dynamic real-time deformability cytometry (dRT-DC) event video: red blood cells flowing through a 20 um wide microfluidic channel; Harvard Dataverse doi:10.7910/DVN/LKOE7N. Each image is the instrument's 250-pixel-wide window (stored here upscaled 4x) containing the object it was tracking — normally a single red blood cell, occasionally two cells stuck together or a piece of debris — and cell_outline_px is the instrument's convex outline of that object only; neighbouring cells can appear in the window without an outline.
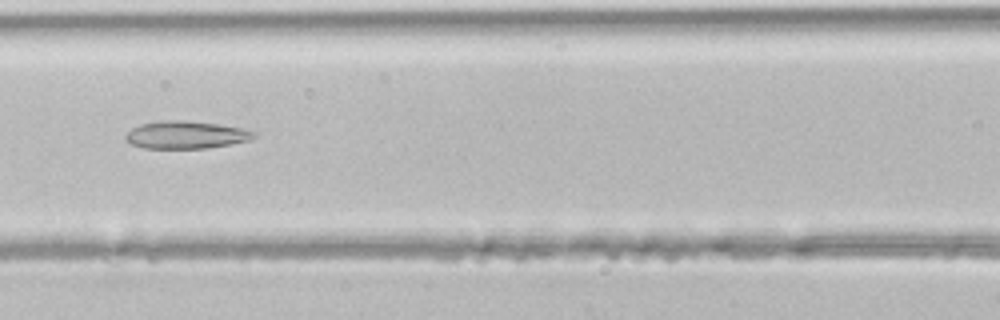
{"species": "common noctule bat (a hibernating species)", "species_latin": "Nyctalus noctula", "temperature_condition": "room temperature", "stored_images_in_passage": 39, "camera_frame_rate_fps": 3000, "um_per_image_px": 0.085, "animal": {"sex": "male", "body_mass_g": 21.5, "forearm_length_mm": 52.0}, "frame": {"image": 1, "passage_image": 15, "time_ms": 4.667, "image_size_px": [1000, 320], "cell_outline_px": [[256, 136], [248, 140], [232, 144], [208, 148], [144, 148], [132, 144], [124, 140], [124, 136], [132, 128], [140, 124], [160, 120], [184, 120], [216, 124], [244, 128], [256, 132]], "centroid_in_image_um": [15.79, 11.46], "position_along_channel_um": 150.8, "area_um2": 20.69}}
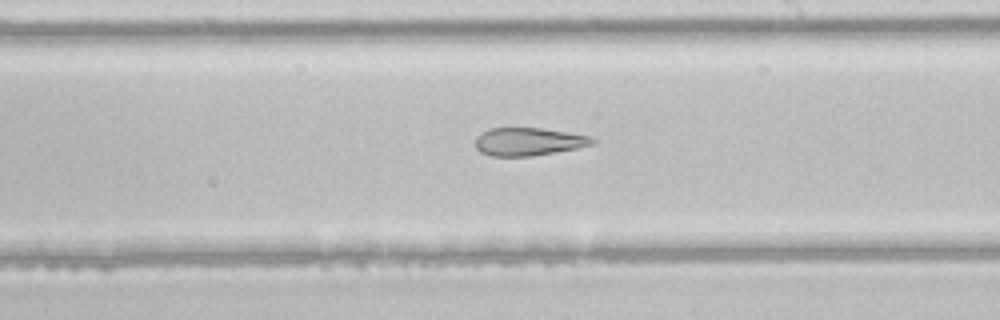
{"frame": {"image": 2, "passage_image": 21, "time_ms": 6.667, "image_size_px": [1000, 320], "cell_outline_px": [[596, 140], [592, 144], [576, 148], [532, 156], [492, 156], [480, 152], [476, 148], [476, 136], [480, 132], [488, 128], [544, 128], [588, 136]], "centroid_in_image_um": [44.86, 12.03], "position_along_channel_um": 244.1, "area_um2": 18.96}}
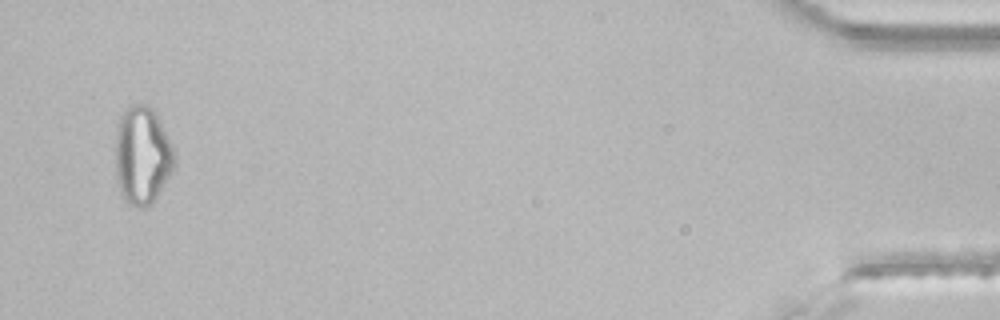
{"frame": {"image": 3, "passage_image": 38, "time_ms": 12.333, "image_size_px": [1000, 320], "cell_outline_px": [[176, 160], [168, 176], [152, 204], [144, 208], [140, 208], [128, 204], [124, 200], [120, 192], [116, 180], [116, 132], [120, 116], [132, 104], [148, 104], [152, 108], [176, 152]], "centroid_in_image_um": [12.08, 13.23], "position_along_channel_um": 423.1, "area_um2": 33.58}}